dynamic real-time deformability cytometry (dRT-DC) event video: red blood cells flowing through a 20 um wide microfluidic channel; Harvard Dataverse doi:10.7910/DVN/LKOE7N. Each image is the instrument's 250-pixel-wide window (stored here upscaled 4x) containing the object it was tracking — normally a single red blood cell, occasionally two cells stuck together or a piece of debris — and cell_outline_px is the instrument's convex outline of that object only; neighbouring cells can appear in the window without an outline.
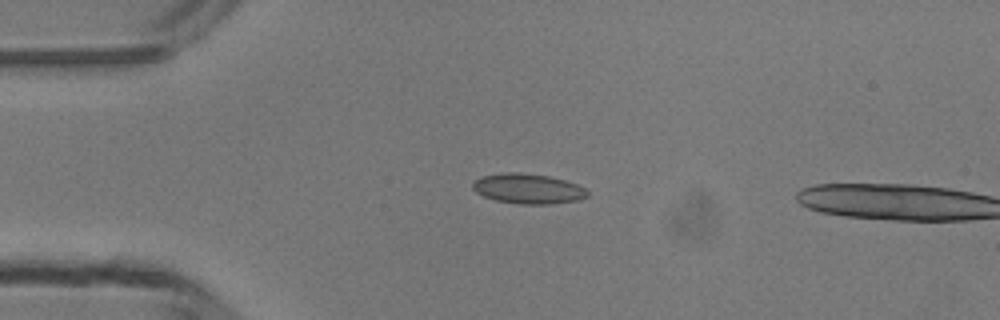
{"species": "common noctule bat (a hibernating species)", "species_latin": "Nyctalus noctula", "temperature_condition": "room temperature", "stored_images_in_passage": 3, "camera_frame_rate_fps": 3000, "um_per_image_px": 0.085, "animal": {"sex": "male", "body_mass_g": 13.3}, "frame": {"image": 1, "passage_image": 1, "time_ms": 0.0, "image_size_px": [1000, 320], "cell_outline_px": [[588, 196], [580, 200], [548, 204], [520, 204], [496, 200], [484, 196], [476, 192], [472, 188], [472, 184], [476, 180], [484, 176], [508, 172], [516, 172], [548, 176], [564, 180], [576, 184], [584, 188], [588, 192]], "centroid_in_image_um": [44.9, 16.05], "position_along_channel_um": 40.1, "area_um2": 19.83}}